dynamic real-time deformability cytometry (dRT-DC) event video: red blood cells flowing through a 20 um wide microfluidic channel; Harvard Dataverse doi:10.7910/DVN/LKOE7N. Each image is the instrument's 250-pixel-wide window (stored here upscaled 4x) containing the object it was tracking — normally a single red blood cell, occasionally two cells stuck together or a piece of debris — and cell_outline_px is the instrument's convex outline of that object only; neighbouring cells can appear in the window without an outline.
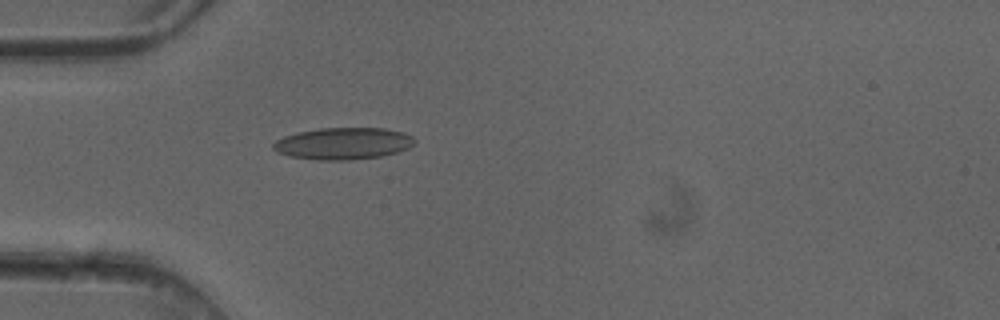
{"species": "common noctule bat (a hibernating species)", "species_latin": "Nyctalus noctula", "temperature_condition": "cold", "stored_images_in_passage": 1, "camera_frame_rate_fps": 3000, "um_per_image_px": 0.085, "animal": {"sex": "female"}, "frame": {"image": 1, "passage_image": 1, "time_ms": 0.0, "image_size_px": [1000, 320], "cell_outline_px": [[416, 140], [408, 148], [384, 156], [352, 160], [316, 160], [288, 156], [276, 152], [272, 148], [272, 144], [276, 140], [284, 136], [296, 132], [320, 128], [384, 128], [404, 132], [412, 136]], "centroid_in_image_um": [29.14, 12.2], "position_along_channel_um": 55.9, "area_um2": 26.53}}